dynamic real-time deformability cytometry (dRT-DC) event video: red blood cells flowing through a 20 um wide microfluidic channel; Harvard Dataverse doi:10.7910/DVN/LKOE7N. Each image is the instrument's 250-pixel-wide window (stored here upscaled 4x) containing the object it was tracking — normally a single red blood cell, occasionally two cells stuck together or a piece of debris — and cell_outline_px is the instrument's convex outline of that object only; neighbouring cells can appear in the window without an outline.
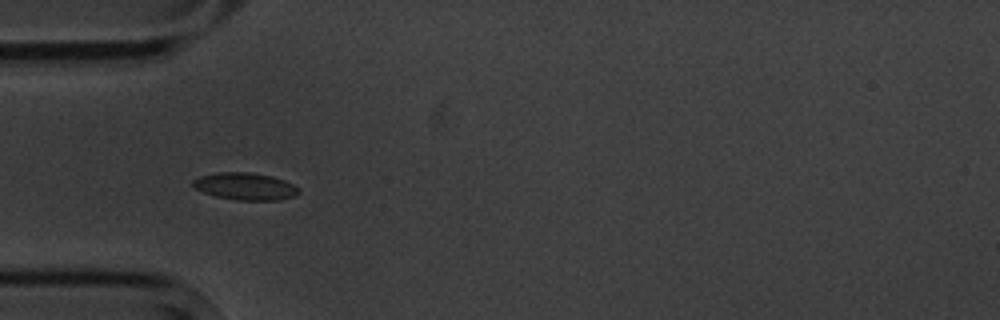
{"species": "common noctule bat (a hibernating species)", "species_latin": "Nyctalus noctula", "temperature_condition": "cold", "stored_images_in_passage": 8, "camera_frame_rate_fps": 3000, "um_per_image_px": 0.085, "animal": {"sex": "male", "body_mass_g": 20.1, "forearm_length_mm": 53.5}, "frame": {"image": 1, "passage_image": 3, "time_ms": 2.333, "image_size_px": [1000, 320], "cell_outline_px": [[300, 192], [292, 196], [280, 200], [236, 200], [216, 196], [204, 192], [196, 188], [192, 184], [192, 180], [200, 176], [216, 172], [248, 172], [272, 176], [284, 180], [300, 188]], "centroid_in_image_um": [20.85, 15.83], "position_along_channel_um": 64.2, "area_um2": 16.7}}
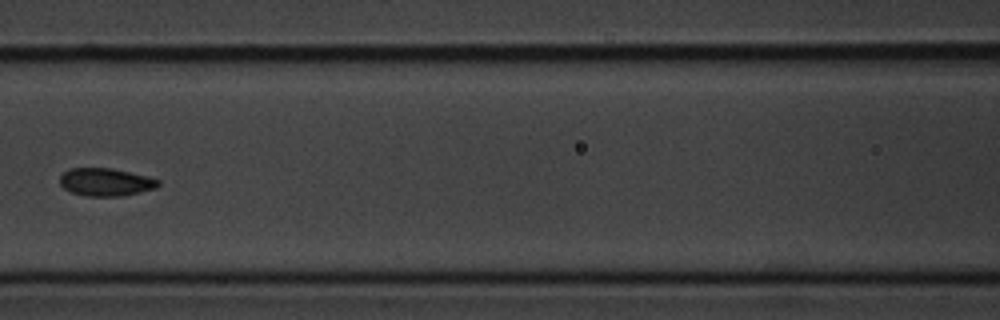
{"frame": {"image": 2, "passage_image": 5, "time_ms": 5.0, "image_size_px": [1000, 320], "cell_outline_px": [[160, 184], [156, 188], [140, 192], [120, 196], [88, 196], [72, 192], [64, 188], [60, 184], [60, 176], [64, 172], [72, 168], [112, 168], [148, 176], [160, 180]], "centroid_in_image_um": [9.01, 15.47], "position_along_channel_um": 157.6, "area_um2": 15.9}}
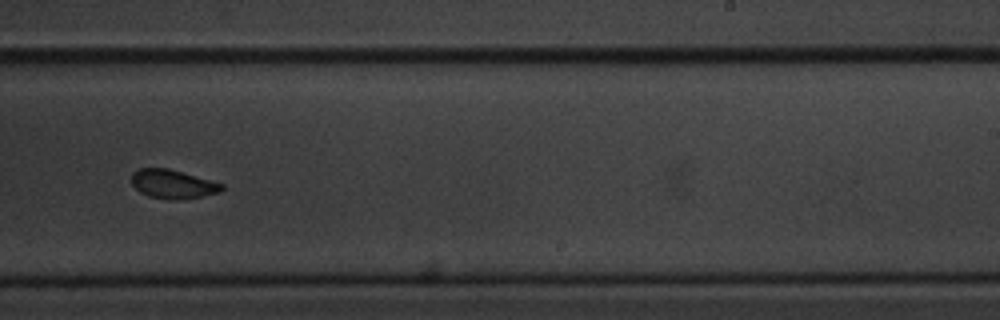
{"frame": {"image": 3, "passage_image": 8, "time_ms": 8.333, "image_size_px": [1000, 320], "cell_outline_px": [[224, 188], [220, 192], [180, 200], [148, 196], [140, 192], [132, 184], [132, 172], [140, 168], [168, 168], [224, 184]], "centroid_in_image_um": [14.68, 15.64], "position_along_channel_um": 274.3, "area_um2": 14.97}}